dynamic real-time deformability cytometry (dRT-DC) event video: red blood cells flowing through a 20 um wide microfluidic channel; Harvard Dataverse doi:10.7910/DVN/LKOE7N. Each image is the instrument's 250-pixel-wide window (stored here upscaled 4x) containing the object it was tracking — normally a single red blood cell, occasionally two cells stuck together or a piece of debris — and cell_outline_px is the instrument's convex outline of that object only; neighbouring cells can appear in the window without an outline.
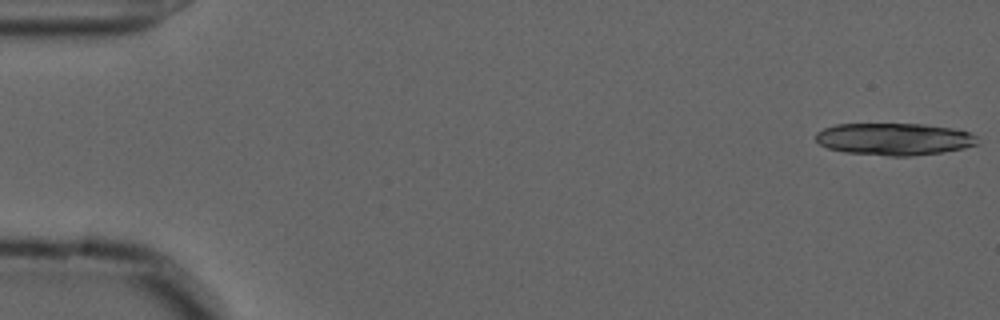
{"species": "common noctule bat (a hibernating species)", "species_latin": "Nyctalus noctula", "temperature_condition": "cold", "stored_images_in_passage": 15, "camera_frame_rate_fps": 3000, "um_per_image_px": 0.085, "animal": {"sex": "male", "forearm_length_mm": 52.5}, "frame": {"image": 1, "passage_image": 1, "time_ms": 0.0, "image_size_px": [1000, 320], "cell_outline_px": [[980, 144], [964, 148], [944, 152], [912, 156], [888, 156], [844, 152], [828, 148], [820, 144], [816, 140], [816, 132], [824, 128], [836, 124], [924, 124], [952, 128], [968, 132], [976, 136]], "centroid_in_image_um": [76.02, 11.82], "position_along_channel_um": 9.0, "area_um2": 30.46}}